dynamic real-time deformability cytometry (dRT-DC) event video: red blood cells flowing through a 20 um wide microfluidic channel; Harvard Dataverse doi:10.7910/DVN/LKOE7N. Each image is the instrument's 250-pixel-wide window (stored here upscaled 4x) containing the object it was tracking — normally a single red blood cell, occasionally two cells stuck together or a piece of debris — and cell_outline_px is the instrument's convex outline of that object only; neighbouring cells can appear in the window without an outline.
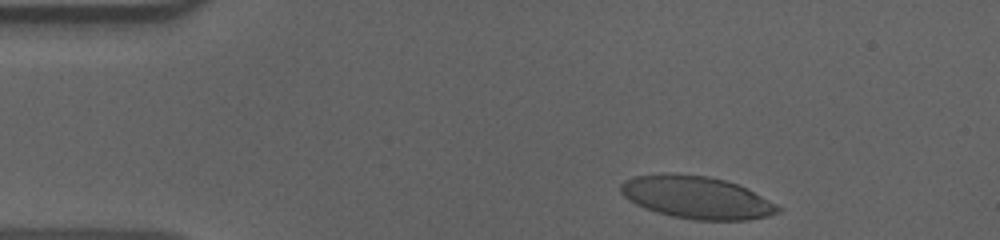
{"species": "human", "species_latin": "Homo sapiens", "temperature_condition": "cold", "stored_images_in_passage": 40, "camera_frame_rate_fps": 3000, "um_per_image_px": 0.085, "donor": {"sex": "male"}, "frame": {"image": 1, "passage_image": 2, "time_ms": 0.333, "image_size_px": [1000, 240], "cell_outline_px": [[780, 212], [768, 216], [748, 220], [692, 220], [672, 216], [656, 212], [644, 208], [628, 200], [620, 192], [620, 184], [624, 180], [632, 176], [708, 176], [724, 180], [748, 188], [776, 204], [780, 208]], "centroid_in_image_um": [59.24, 16.83], "position_along_channel_um": 25.8, "area_um2": 38.15}}
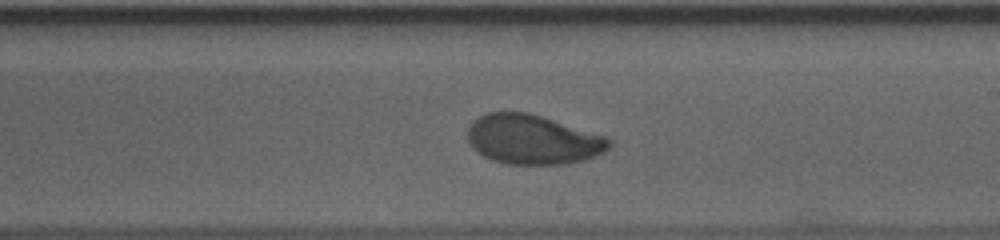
{"frame": {"image": 2, "passage_image": 26, "time_ms": 8.333, "image_size_px": [1000, 240], "cell_outline_px": [[612, 144], [604, 152], [596, 156], [584, 160], [564, 164], [504, 164], [492, 160], [484, 156], [472, 148], [468, 140], [468, 124], [472, 120], [488, 112], [528, 112], [544, 116], [608, 136], [612, 140]], "centroid_in_image_um": [45.31, 11.85], "position_along_channel_um": 243.7, "area_um2": 41.44}}
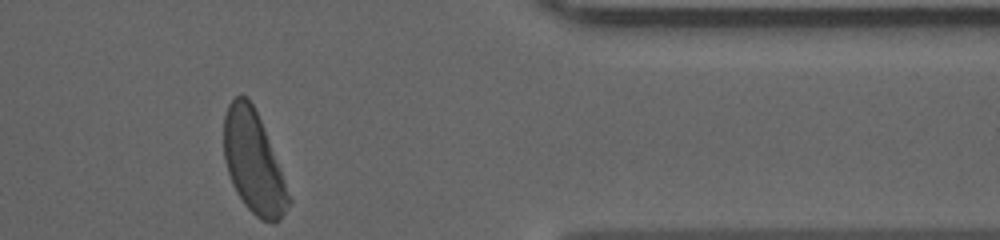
{"frame": {"image": 3, "passage_image": 40, "time_ms": 13.0, "image_size_px": [1000, 240], "cell_outline_px": [[292, 200], [280, 220], [272, 224], [260, 220], [244, 204], [236, 192], [232, 184], [224, 160], [224, 116], [228, 104], [236, 96], [248, 96], [260, 120]], "centroid_in_image_um": [21.53, 13.84], "position_along_channel_um": 389.9, "area_um2": 37.97}, "authors_computed_cell_mechanics": {"area_um2": 40.6334, "velocity_mm_per_s": 3.5938, "shape_relaxation_time_tau1_ms": 3.8566, "shape_relaxation_time_tau2_ms": 1.2386, "deformation_change_tau1": 0.1612, "deformation_change_tau2": 0.055}}